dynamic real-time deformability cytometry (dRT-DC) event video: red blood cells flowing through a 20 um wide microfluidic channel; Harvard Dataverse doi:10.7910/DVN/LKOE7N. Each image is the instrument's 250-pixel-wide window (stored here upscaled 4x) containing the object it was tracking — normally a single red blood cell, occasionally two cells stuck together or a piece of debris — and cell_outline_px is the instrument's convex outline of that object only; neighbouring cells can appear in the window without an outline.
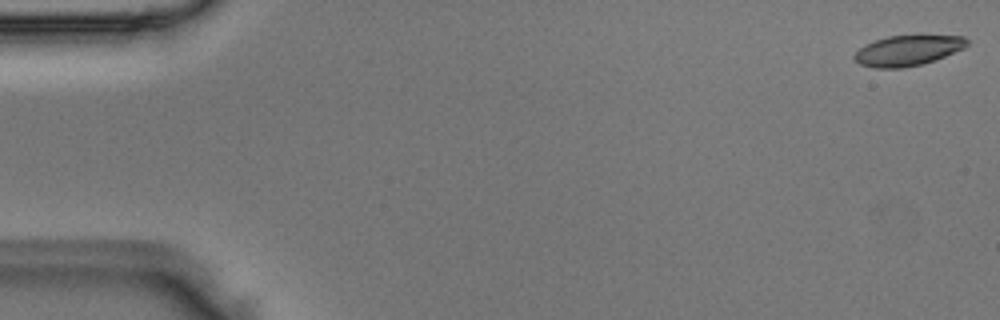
{"species": "Egyptian fruit bat (a non-hibernating species)", "species_latin": "Rousettus aegyptiacus", "temperature_condition": "room temperature", "stored_images_in_passage": 50, "camera_frame_rate_fps": 3000, "um_per_image_px": 0.085, "animal": {"sex": "male"}, "frame": {"image": 1, "passage_image": 1, "time_ms": 0.0, "image_size_px": [1000, 320], "cell_outline_px": [[968, 44], [964, 48], [944, 56], [920, 64], [904, 68], [876, 68], [860, 64], [852, 60], [852, 56], [864, 44], [888, 36], [964, 36], [968, 40]], "centroid_in_image_um": [77.1, 4.3], "position_along_channel_um": 7.9, "area_um2": 19.71}}
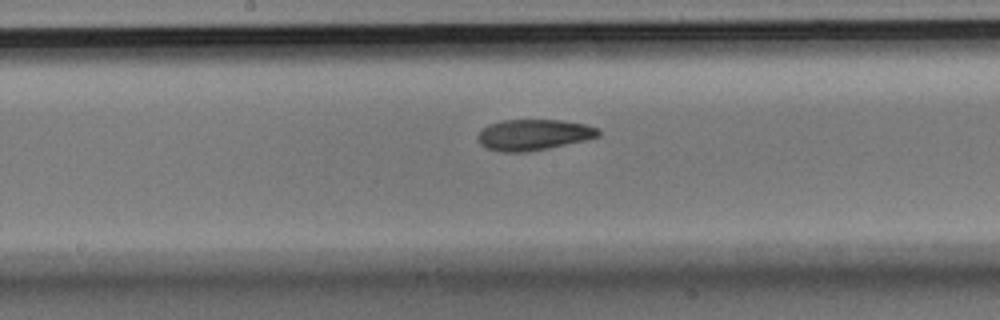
{"frame": {"image": 2, "passage_image": 26, "time_ms": 8.333, "image_size_px": [1000, 320], "cell_outline_px": [[600, 136], [584, 140], [548, 148], [524, 152], [500, 152], [488, 148], [480, 144], [476, 140], [476, 136], [488, 124], [504, 120], [560, 120], [584, 124], [600, 128]], "centroid_in_image_um": [45.34, 11.45], "position_along_channel_um": 202.9, "area_um2": 21.68}}
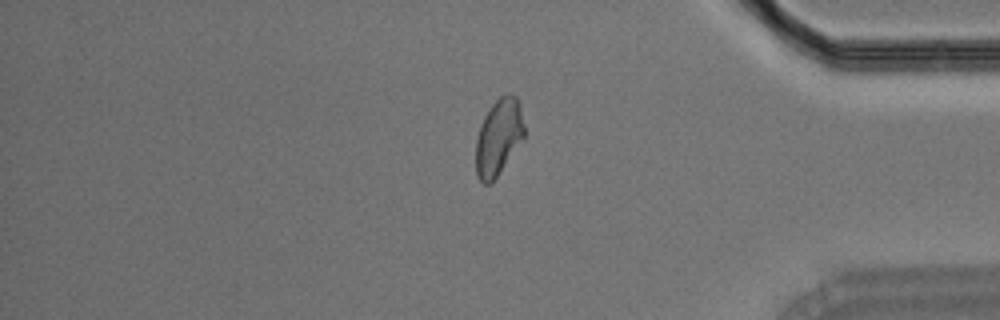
{"frame": {"image": 3, "passage_image": 42, "time_ms": 13.667, "image_size_px": [1000, 320], "cell_outline_px": [[524, 140], [496, 176], [488, 184], [484, 184], [476, 176], [476, 140], [480, 124], [484, 116], [492, 104], [500, 96], [508, 92], [516, 96], [520, 104], [524, 124]], "centroid_in_image_um": [42.39, 11.62], "position_along_channel_um": 392.8, "area_um2": 21.62}}